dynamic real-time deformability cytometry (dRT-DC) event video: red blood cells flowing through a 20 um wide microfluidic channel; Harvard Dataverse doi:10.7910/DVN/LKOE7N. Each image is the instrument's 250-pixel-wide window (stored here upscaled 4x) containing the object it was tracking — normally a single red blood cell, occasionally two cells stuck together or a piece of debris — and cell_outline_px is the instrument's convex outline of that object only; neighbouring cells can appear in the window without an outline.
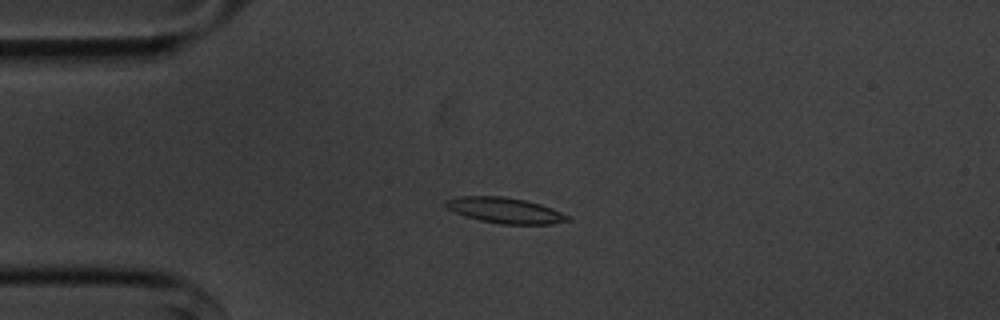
{"species": "common noctule bat (a hibernating species)", "species_latin": "Nyctalus noctula", "temperature_condition": "cold", "stored_images_in_passage": 43, "camera_frame_rate_fps": 3000, "um_per_image_px": 0.085, "animal": {"sex": "male", "body_mass_g": 20.1, "forearm_length_mm": 53.5}, "frame": {"image": 1, "passage_image": 1, "time_ms": 0.0, "image_size_px": [1000, 320], "cell_outline_px": [[572, 220], [552, 224], [504, 224], [480, 220], [464, 216], [448, 208], [444, 204], [444, 200], [460, 196], [504, 196], [524, 200], [540, 204], [552, 208], [568, 216]], "centroid_in_image_um": [42.92, 17.88], "position_along_channel_um": 42.1, "area_um2": 18.09}}
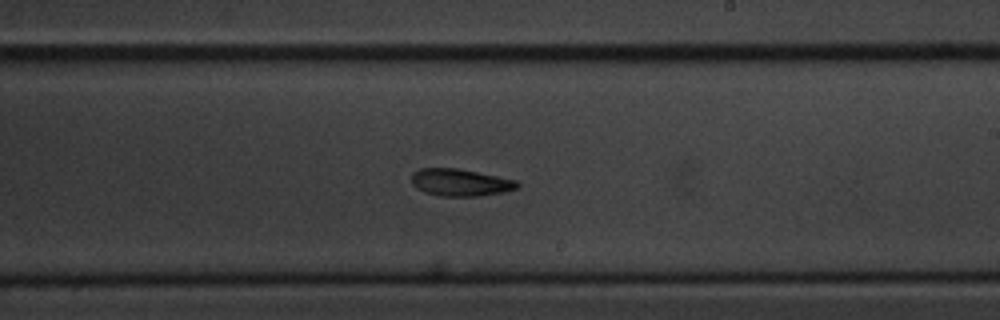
{"frame": {"image": 2, "passage_image": 20, "time_ms": 6.333, "image_size_px": [1000, 320], "cell_outline_px": [[520, 188], [504, 192], [476, 196], [440, 196], [424, 192], [416, 188], [412, 184], [412, 172], [420, 168], [456, 168], [516, 180], [520, 184]], "centroid_in_image_um": [39.11, 15.51], "position_along_channel_um": 249.9, "area_um2": 16.76}}
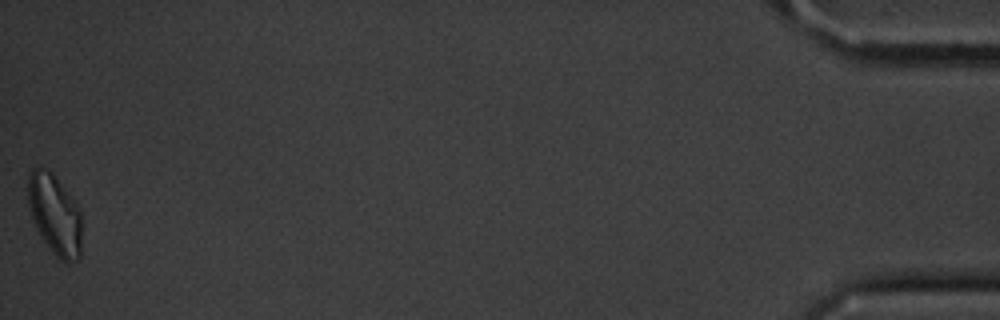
{"frame": {"image": 3, "passage_image": 43, "time_ms": 14.0, "image_size_px": [1000, 320], "cell_outline_px": [[80, 256], [76, 260], [68, 264], [60, 260], [56, 256], [44, 240], [36, 228], [28, 204], [28, 172], [32, 168], [48, 168], [52, 172], [76, 204], [80, 212]], "centroid_in_image_um": [4.64, 18.22], "position_along_channel_um": 430.6, "area_um2": 24.85}}